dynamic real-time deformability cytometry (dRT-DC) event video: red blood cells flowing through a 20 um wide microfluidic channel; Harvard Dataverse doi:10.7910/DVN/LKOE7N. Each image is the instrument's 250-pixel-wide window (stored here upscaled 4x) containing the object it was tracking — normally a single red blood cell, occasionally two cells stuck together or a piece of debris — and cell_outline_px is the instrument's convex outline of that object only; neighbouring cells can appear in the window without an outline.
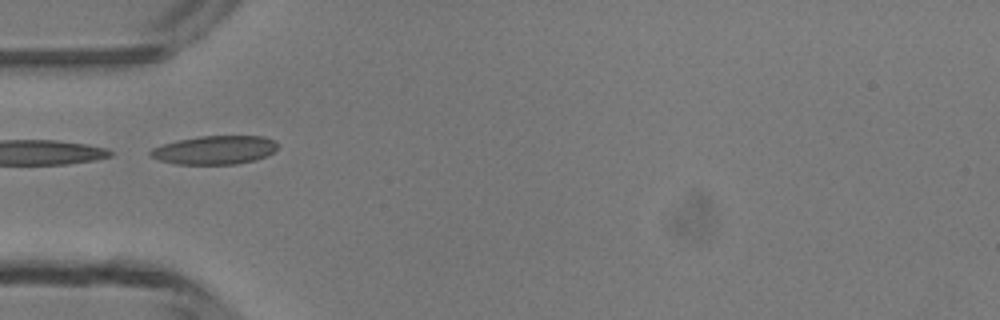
{"species": "common noctule bat (a hibernating species)", "species_latin": "Nyctalus noctula", "temperature_condition": "room temperature", "stored_images_in_passage": 5, "camera_frame_rate_fps": 3000, "um_per_image_px": 0.085, "animal": {"sex": "male", "body_mass_g": 13.3}, "frame": {"image": 1, "passage_image": 4, "time_ms": 4.333, "image_size_px": [1000, 320], "cell_outline_px": [[276, 148], [272, 152], [256, 160], [236, 164], [176, 164], [160, 160], [148, 156], [148, 152], [152, 148], [164, 144], [180, 140], [200, 136], [264, 136], [276, 140]], "centroid_in_image_um": [18.24, 12.75], "position_along_channel_um": 66.8, "area_um2": 21.1}}
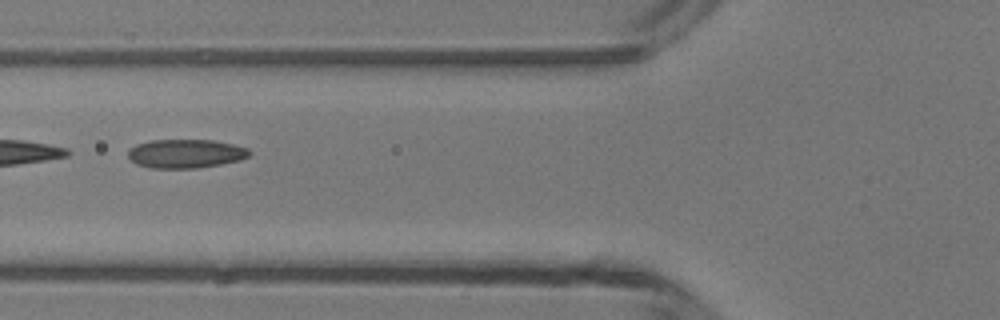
{"frame": {"image": 2, "passage_image": 5, "time_ms": 5.333, "image_size_px": [1000, 320], "cell_outline_px": [[252, 152], [248, 156], [240, 160], [220, 164], [196, 168], [148, 168], [136, 164], [128, 156], [128, 148], [136, 144], [148, 140], [212, 140], [232, 144], [248, 148]], "centroid_in_image_um": [15.75, 13.05], "position_along_channel_um": 110.1, "area_um2": 20.46}}